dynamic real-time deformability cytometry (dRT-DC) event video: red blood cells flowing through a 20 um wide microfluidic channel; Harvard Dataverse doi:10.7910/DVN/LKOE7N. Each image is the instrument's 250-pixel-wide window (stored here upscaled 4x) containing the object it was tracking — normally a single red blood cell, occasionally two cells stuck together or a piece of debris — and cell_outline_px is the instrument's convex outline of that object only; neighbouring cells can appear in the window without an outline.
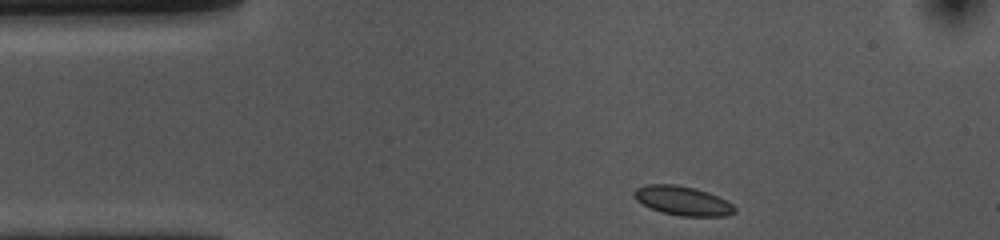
{"species": "common noctule bat (a hibernating species)", "species_latin": "Nyctalus noctula", "temperature_condition": "cold", "stored_images_in_passage": 37, "camera_frame_rate_fps": 3000, "um_per_image_px": 0.085, "animal": {"sex": "female", "body_mass_g": 10.0, "forearm_length_mm": 53.1}, "frame": {"image": 1, "passage_image": 1, "time_ms": 0.0, "image_size_px": [1000, 240], "cell_outline_px": [[736, 212], [728, 216], [680, 216], [660, 212], [636, 200], [632, 192], [636, 188], [648, 184], [676, 184], [696, 188], [708, 192], [728, 200], [736, 208]], "centroid_in_image_um": [58.06, 17.06], "position_along_channel_um": 26.9, "area_um2": 17.28}}
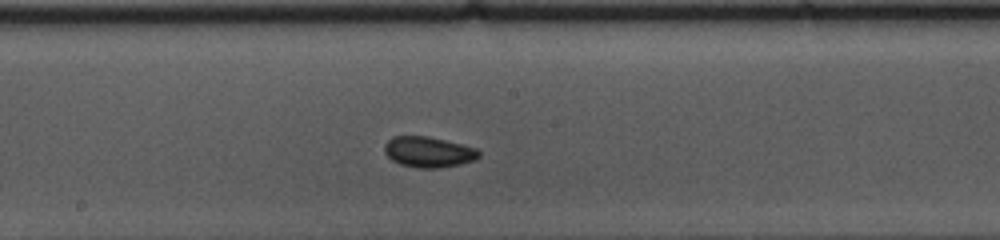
{"frame": {"image": 2, "passage_image": 20, "time_ms": 6.333, "image_size_px": [1000, 240], "cell_outline_px": [[480, 156], [476, 160], [460, 164], [440, 168], [420, 168], [400, 164], [392, 160], [384, 152], [384, 144], [392, 136], [428, 136], [464, 144], [476, 148], [480, 152]], "centroid_in_image_um": [36.44, 12.91], "position_along_channel_um": 211.8, "area_um2": 17.05}}
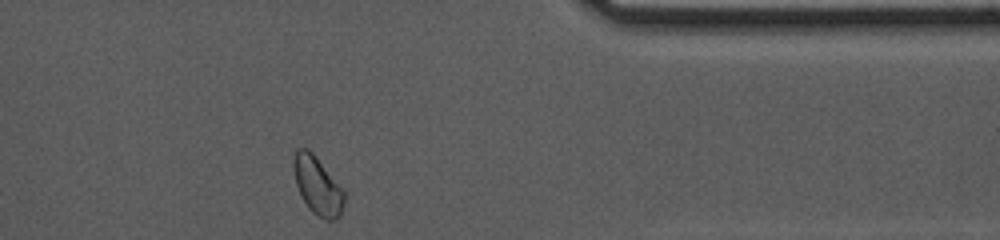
{"frame": {"image": 3, "passage_image": 36, "time_ms": 11.667, "image_size_px": [1000, 240], "cell_outline_px": [[344, 204], [340, 216], [336, 220], [324, 220], [312, 212], [308, 208], [300, 196], [296, 184], [292, 168], [292, 160], [296, 148], [308, 148], [312, 152], [344, 192]], "centroid_in_image_um": [26.94, 15.79], "position_along_channel_um": 384.5, "area_um2": 17.11}, "authors_computed_cell_mechanics": {"area_um2": 16.4152, "velocity_mm_per_s": 3.6197, "shape_relaxation_time_tau1_ms": null, "shape_relaxation_time_tau2_ms": 3.5197, "deformation_change_tau1": null, "deformation_change_tau2": 0.0418}}